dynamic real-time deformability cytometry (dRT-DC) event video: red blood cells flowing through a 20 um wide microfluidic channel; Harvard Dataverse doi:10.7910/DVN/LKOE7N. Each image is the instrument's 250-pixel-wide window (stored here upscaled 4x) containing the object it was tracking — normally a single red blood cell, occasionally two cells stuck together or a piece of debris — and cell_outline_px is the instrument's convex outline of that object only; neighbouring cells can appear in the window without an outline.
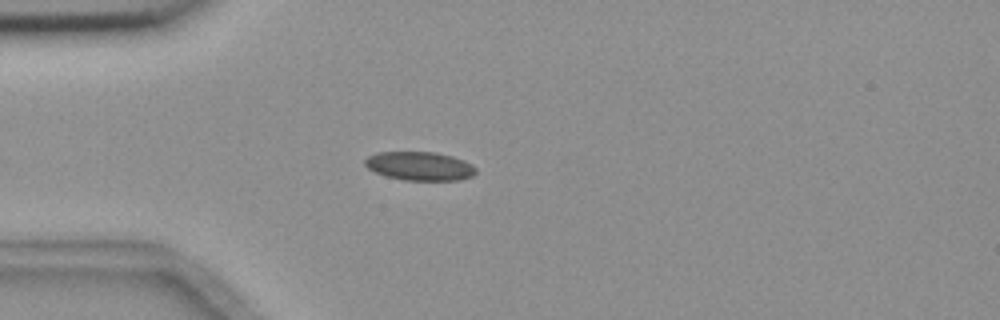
{"species": "common noctule bat (a hibernating species)", "species_latin": "Nyctalus noctula", "temperature_condition": "room temperature", "stored_images_in_passage": 3, "camera_frame_rate_fps": 3000, "um_per_image_px": 0.085, "animal": {"sex": "female", "body_mass_g": 18.4}, "frame": {"image": 1, "passage_image": 3, "time_ms": 2.333, "image_size_px": [1000, 320], "cell_outline_px": [[476, 172], [472, 176], [460, 180], [404, 180], [388, 176], [376, 172], [368, 168], [364, 164], [364, 160], [368, 156], [376, 152], [436, 152], [452, 156], [464, 160], [472, 164], [476, 168]], "centroid_in_image_um": [35.69, 14.11], "position_along_channel_um": 49.3, "area_um2": 18.55}}